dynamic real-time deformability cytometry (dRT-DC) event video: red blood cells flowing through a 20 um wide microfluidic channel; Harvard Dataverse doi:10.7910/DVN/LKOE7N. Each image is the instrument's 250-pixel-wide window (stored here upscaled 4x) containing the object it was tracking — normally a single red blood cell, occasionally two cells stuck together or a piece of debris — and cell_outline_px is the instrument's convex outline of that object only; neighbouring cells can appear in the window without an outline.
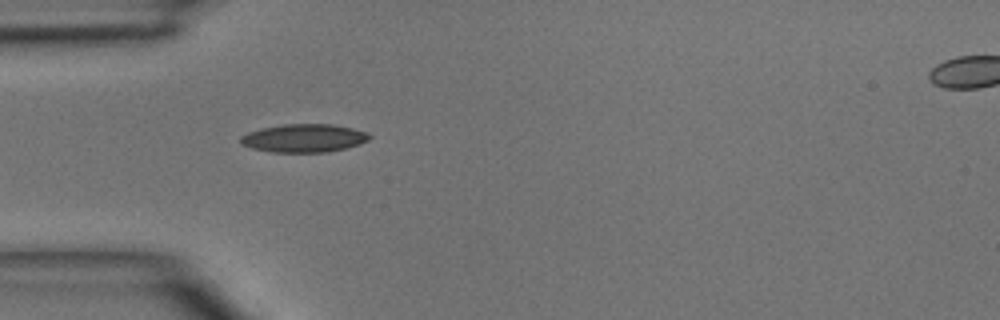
{"species": "common noctule bat (a hibernating species)", "species_latin": "Nyctalus noctula", "temperature_condition": "room temperature", "stored_images_in_passage": 33, "camera_frame_rate_fps": 3000, "um_per_image_px": 0.085, "animal": {"sex": "male", "body_mass_g": 15.6}, "frame": {"image": 1, "passage_image": 1, "time_ms": 0.0, "image_size_px": [1000, 320], "cell_outline_px": [[372, 136], [368, 140], [360, 144], [328, 152], [272, 152], [252, 148], [244, 144], [240, 140], [240, 136], [248, 132], [260, 128], [284, 124], [332, 124], [352, 128], [368, 132]], "centroid_in_image_um": [25.85, 11.73], "position_along_channel_um": 59.1, "area_um2": 21.15}}
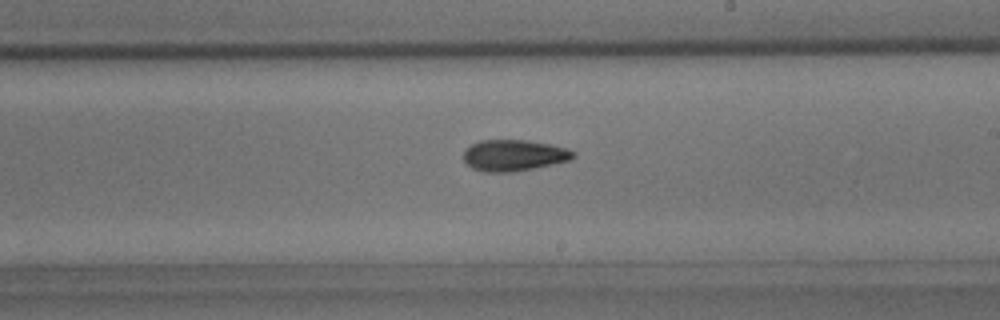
{"frame": {"image": 2, "passage_image": 14, "time_ms": 4.333, "image_size_px": [1000, 320], "cell_outline_px": [[576, 156], [568, 160], [552, 164], [512, 172], [484, 172], [472, 168], [464, 160], [464, 152], [472, 144], [480, 140], [524, 140], [548, 144], [564, 148], [576, 152]], "centroid_in_image_um": [43.66, 13.21], "position_along_channel_um": 245.3, "area_um2": 19.65}}
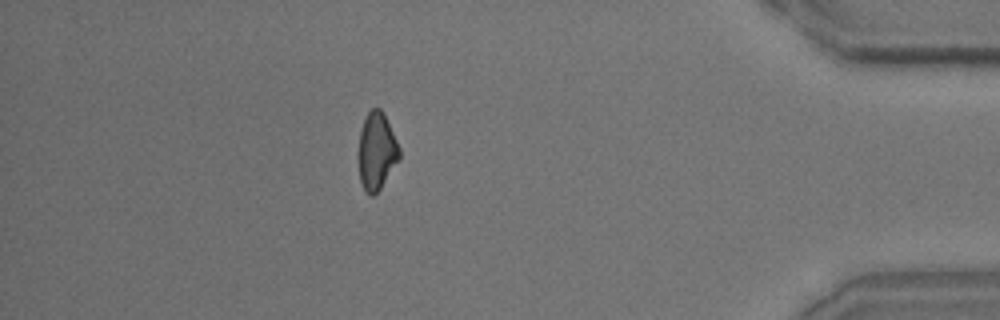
{"frame": {"image": 3, "passage_image": 28, "time_ms": 9.0, "image_size_px": [1000, 320], "cell_outline_px": [[400, 156], [380, 188], [372, 196], [364, 188], [360, 180], [360, 132], [364, 120], [368, 112], [372, 108], [380, 108], [400, 148]], "centroid_in_image_um": [32.02, 12.83], "position_along_channel_um": 403.2, "area_um2": 17.46}}